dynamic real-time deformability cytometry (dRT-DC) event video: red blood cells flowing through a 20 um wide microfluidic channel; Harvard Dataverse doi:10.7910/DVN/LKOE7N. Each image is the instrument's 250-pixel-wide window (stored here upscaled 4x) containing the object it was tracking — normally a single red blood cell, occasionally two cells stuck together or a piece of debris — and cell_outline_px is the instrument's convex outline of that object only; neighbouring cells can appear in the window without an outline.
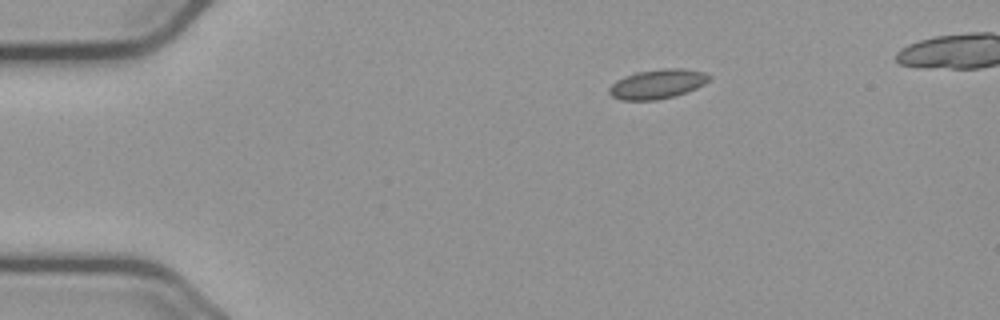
{"species": "common noctule bat (a hibernating species)", "species_latin": "Nyctalus noctula", "temperature_condition": "cold", "stored_images_in_passage": 45, "camera_frame_rate_fps": 3000, "um_per_image_px": 0.085, "animal": {"sex": "male", "body_mass_g": 23.1, "forearm_length_mm": 52.7}, "frame": {"image": 1, "passage_image": 1, "time_ms": 0.0, "image_size_px": [1000, 320], "cell_outline_px": [[712, 80], [696, 88], [676, 96], [656, 100], [620, 100], [612, 96], [608, 92], [608, 88], [616, 80], [624, 76], [636, 72], [664, 68], [684, 68], [704, 72], [712, 76]], "centroid_in_image_um": [55.9, 7.13], "position_along_channel_um": 29.1, "area_um2": 17.4}}
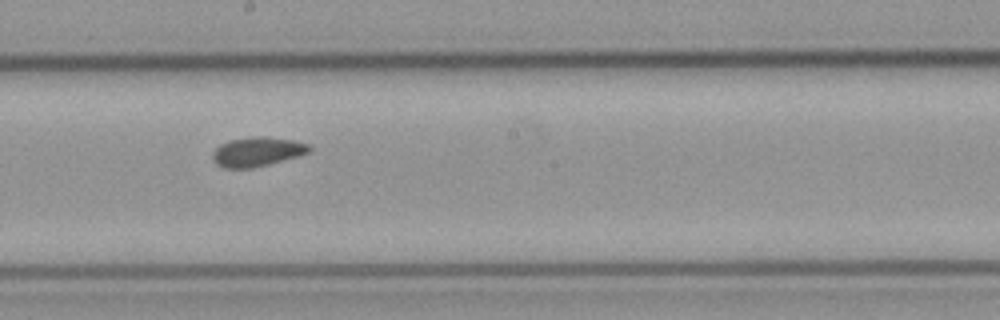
{"frame": {"image": 2, "passage_image": 22, "time_ms": 7.0, "image_size_px": [1000, 320], "cell_outline_px": [[312, 152], [268, 164], [252, 168], [224, 168], [216, 164], [212, 160], [212, 152], [220, 144], [228, 140], [256, 136], [268, 136], [292, 140], [308, 144], [312, 148]], "centroid_in_image_um": [21.85, 12.89], "position_along_channel_um": 226.4, "area_um2": 16.65}}
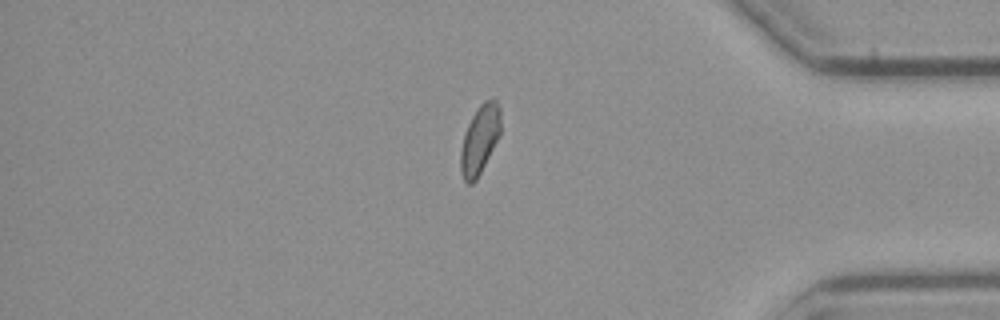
{"frame": {"image": 3, "passage_image": 38, "time_ms": 12.333, "image_size_px": [1000, 320], "cell_outline_px": [[500, 136], [476, 180], [472, 184], [468, 184], [464, 180], [460, 172], [460, 152], [464, 136], [468, 124], [476, 108], [484, 100], [496, 100], [500, 108]], "centroid_in_image_um": [40.78, 11.87], "position_along_channel_um": 394.4, "area_um2": 16.01}, "authors_computed_cell_mechanics": {"area_um2": 16.3574, "velocity_mm_per_s": 3.6788, "shape_relaxation_time_tau1_ms": null, "shape_relaxation_time_tau2_ms": 2.9107, "deformation_change_tau1": null, "deformation_change_tau2": 0.0616}}